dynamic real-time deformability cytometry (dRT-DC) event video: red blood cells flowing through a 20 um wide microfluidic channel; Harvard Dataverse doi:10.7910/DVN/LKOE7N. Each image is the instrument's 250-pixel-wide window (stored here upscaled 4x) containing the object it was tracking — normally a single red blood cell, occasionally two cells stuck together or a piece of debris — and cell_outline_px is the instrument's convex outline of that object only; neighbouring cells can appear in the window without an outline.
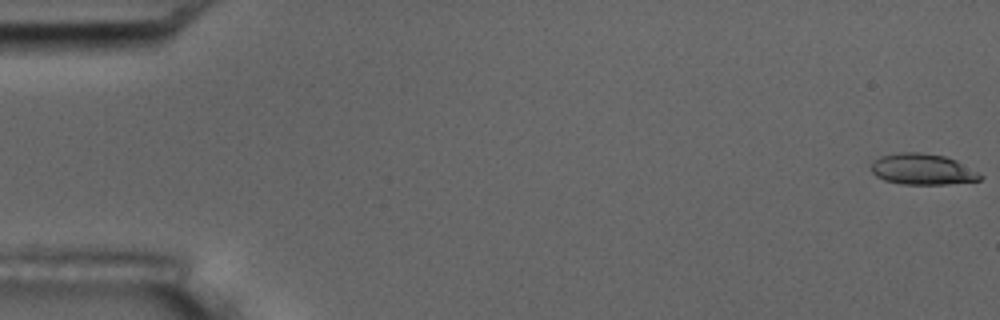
{"species": "common noctule bat (a hibernating species)", "species_latin": "Nyctalus noctula", "temperature_condition": "room temperature", "stored_images_in_passage": 9, "camera_frame_rate_fps": 3000, "um_per_image_px": 0.085, "animal": {"sex": "male", "body_mass_g": 17.5, "forearm_length_mm": 52.3}, "frame": {"image": 1, "passage_image": 1, "time_ms": 0.0, "image_size_px": [1000, 320], "cell_outline_px": [[984, 176], [980, 180], [948, 184], [904, 184], [884, 180], [876, 176], [872, 172], [872, 160], [880, 156], [900, 152], [920, 152], [944, 156], [956, 160]], "centroid_in_image_um": [78.39, 14.38], "position_along_channel_um": 6.6, "area_um2": 19.59}}
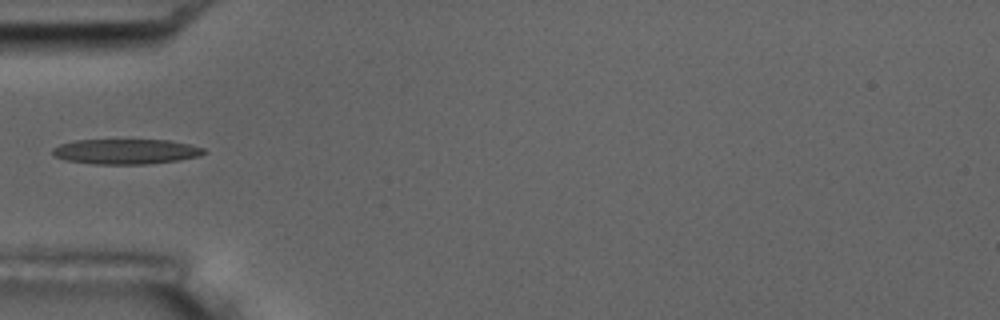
{"frame": {"image": 2, "passage_image": 6, "time_ms": 6.0, "image_size_px": [1000, 320], "cell_outline_px": [[208, 152], [200, 156], [180, 160], [148, 164], [92, 164], [64, 160], [52, 156], [52, 148], [60, 144], [76, 140], [168, 140], [188, 144], [204, 148]], "centroid_in_image_um": [10.69, 12.89], "position_along_channel_um": 74.3, "area_um2": 22.37}}
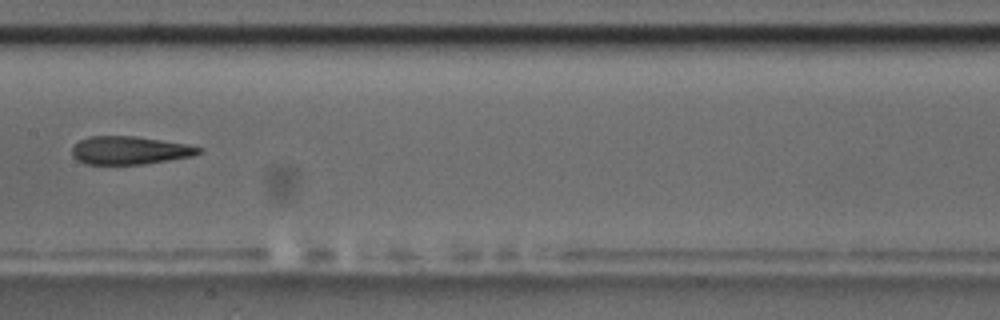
{"frame": {"image": 3, "passage_image": 9, "time_ms": 9.333, "image_size_px": [1000, 320], "cell_outline_px": [[204, 148], [200, 152], [192, 156], [144, 164], [84, 164], [76, 160], [72, 156], [72, 148], [80, 140], [88, 136], [136, 136], [188, 144]], "centroid_in_image_um": [11.01, 12.78], "position_along_channel_um": 196.4, "area_um2": 20.81}}